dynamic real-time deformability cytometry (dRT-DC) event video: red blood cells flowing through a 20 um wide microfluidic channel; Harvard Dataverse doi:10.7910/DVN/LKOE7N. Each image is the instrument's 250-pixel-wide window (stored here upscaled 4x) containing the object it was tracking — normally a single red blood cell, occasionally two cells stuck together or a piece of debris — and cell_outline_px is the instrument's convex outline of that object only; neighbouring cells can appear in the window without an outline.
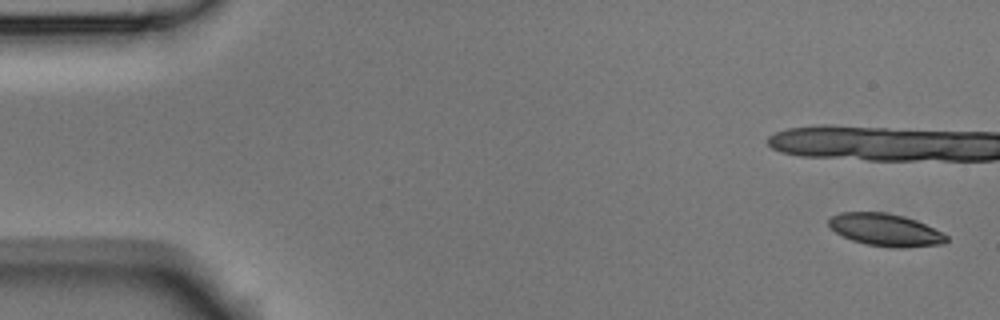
{"species": "Egyptian fruit bat (a non-hibernating species)", "species_latin": "Rousettus aegyptiacus", "temperature_condition": "room temperature", "stored_images_in_passage": 5, "camera_frame_rate_fps": 3000, "um_per_image_px": 0.085, "animal": {"sex": "male"}, "frame": {"image": 1, "passage_image": 1, "time_ms": 0.0, "image_size_px": [1000, 320], "cell_outline_px": [[948, 240], [944, 244], [904, 248], [896, 248], [868, 244], [852, 240], [836, 232], [828, 224], [828, 220], [832, 216], [840, 212], [884, 212], [904, 216], [916, 220], [944, 232], [948, 236]], "centroid_in_image_um": [75.32, 19.54], "position_along_channel_um": 9.7, "area_um2": 22.25}}